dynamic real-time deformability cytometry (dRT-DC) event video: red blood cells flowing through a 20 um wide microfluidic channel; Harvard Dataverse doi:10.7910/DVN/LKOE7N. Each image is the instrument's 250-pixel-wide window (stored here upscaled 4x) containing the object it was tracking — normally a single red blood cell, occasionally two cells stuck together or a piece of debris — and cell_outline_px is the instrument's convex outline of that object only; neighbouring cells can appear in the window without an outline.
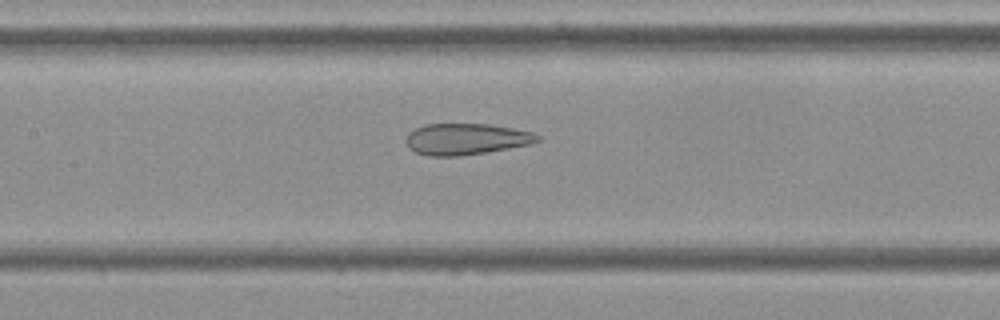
{"species": "Egyptian fruit bat (a non-hibernating species)", "species_latin": "Rousettus aegyptiacus", "temperature_condition": "cold", "stored_images_in_passage": 55, "camera_frame_rate_fps": 3000, "um_per_image_px": 0.085, "frame": {"image": 1, "passage_image": 25, "time_ms": 8.0, "image_size_px": [1000, 320], "cell_outline_px": [[540, 140], [532, 144], [460, 156], [428, 156], [416, 152], [408, 148], [404, 140], [408, 132], [424, 124], [488, 124], [512, 128], [532, 132], [540, 136]], "centroid_in_image_um": [39.58, 11.82], "position_along_channel_um": 167.8, "area_um2": 24.04}}
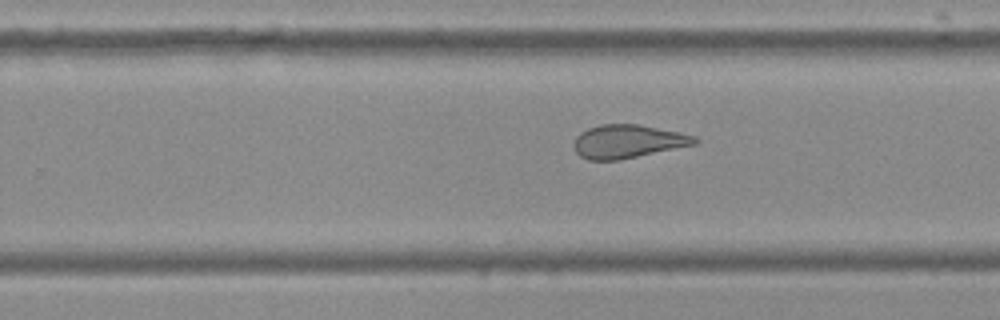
{"frame": {"image": 2, "passage_image": 34, "time_ms": 11.0, "image_size_px": [1000, 320], "cell_outline_px": [[700, 140], [696, 144], [620, 160], [588, 160], [580, 156], [576, 152], [572, 144], [576, 136], [580, 132], [588, 128], [600, 124], [640, 124], [680, 132], [696, 136]], "centroid_in_image_um": [53.36, 12.01], "position_along_channel_um": 276.4, "area_um2": 23.76}}
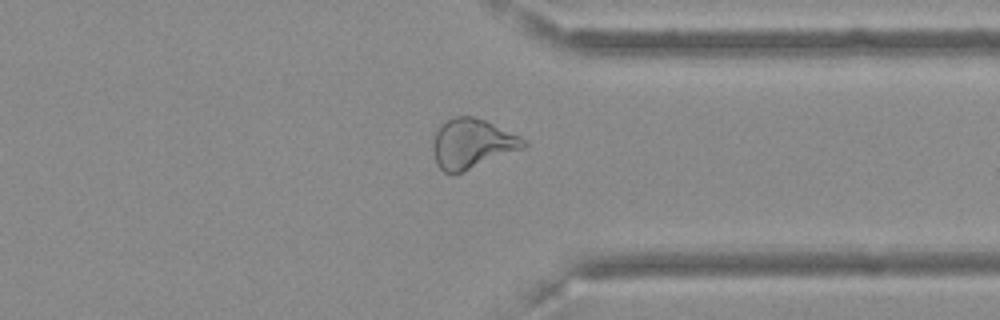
{"frame": {"image": 3, "passage_image": 42, "time_ms": 13.667, "image_size_px": [1000, 320], "cell_outline_px": [[528, 144], [524, 148], [464, 172], [452, 176], [444, 172], [436, 164], [432, 148], [432, 144], [436, 132], [440, 124], [456, 116], [472, 116], [484, 120], [520, 136], [528, 140]], "centroid_in_image_um": [40.11, 12.24], "position_along_channel_um": 371.3, "area_um2": 26.47}, "authors_computed_cell_mechanics": {"area_um2": 28.6688, "velocity_mm_per_s": 3.635, "shape_relaxation_time_tau1_ms": null, "shape_relaxation_time_tau2_ms": 1.863, "deformation_change_tau1": null, "deformation_change_tau2": 0.1037}}